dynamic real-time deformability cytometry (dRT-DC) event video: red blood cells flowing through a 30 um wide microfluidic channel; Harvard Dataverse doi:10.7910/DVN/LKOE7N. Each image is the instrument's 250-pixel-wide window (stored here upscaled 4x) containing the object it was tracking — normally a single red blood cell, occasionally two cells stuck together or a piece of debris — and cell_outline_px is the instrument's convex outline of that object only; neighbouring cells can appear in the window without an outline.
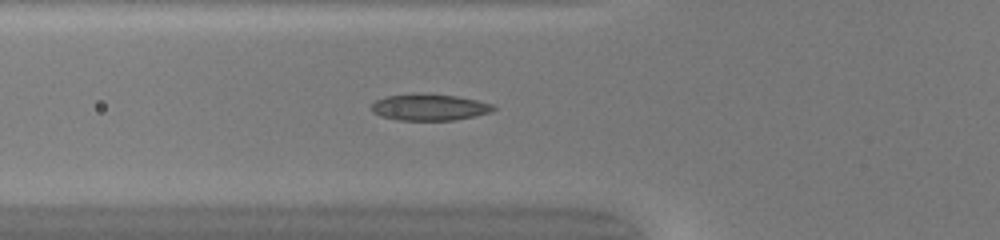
{"species": "common noctule bat (a hibernating species)", "species_latin": "Nyctalus noctula", "temperature_condition": "warm", "stored_images_in_passage": 30, "camera_frame_rate_fps": 3000, "um_per_image_px": 0.085, "animal": {"sex": "female", "body_mass_g": 20.0, "forearm_length_mm": 54.0}, "frame": {"image": 1, "passage_image": 2, "time_ms": 0.333, "image_size_px": [1000, 240], "cell_outline_px": [[496, 108], [492, 112], [476, 116], [452, 120], [396, 120], [380, 116], [372, 112], [372, 104], [376, 100], [384, 96], [412, 92], [424, 92], [456, 96], [476, 100], [492, 104]], "centroid_in_image_um": [36.46, 9.09], "position_along_channel_um": 89.3, "area_um2": 19.25}}
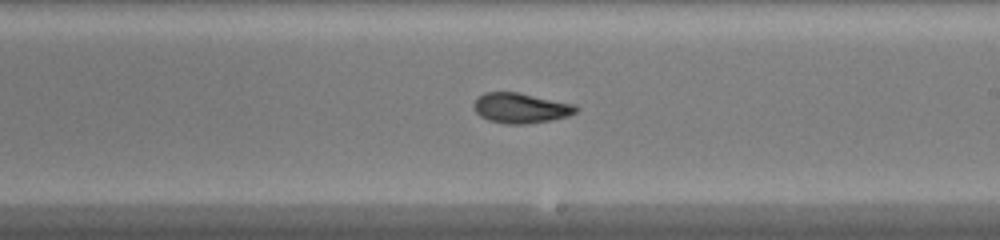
{"frame": {"image": 2, "passage_image": 13, "time_ms": 4.0, "image_size_px": [1000, 240], "cell_outline_px": [[580, 108], [576, 112], [568, 116], [552, 120], [524, 124], [504, 124], [488, 120], [480, 116], [476, 112], [472, 104], [484, 92], [516, 92], [576, 104]], "centroid_in_image_um": [44.28, 9.19], "position_along_channel_um": 244.7, "area_um2": 18.03}}
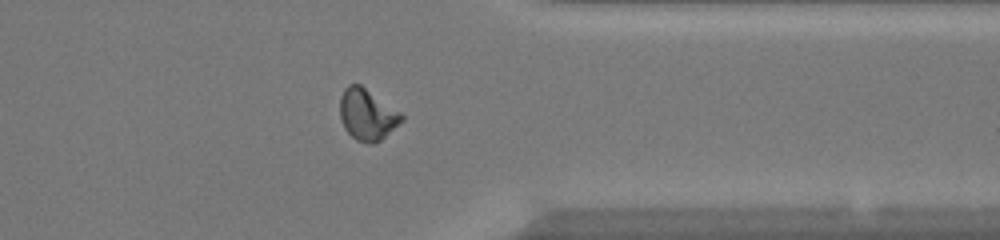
{"frame": {"image": 3, "passage_image": 23, "time_ms": 7.333, "image_size_px": [1000, 240], "cell_outline_px": [[404, 120], [380, 140], [372, 144], [368, 144], [356, 140], [344, 128], [340, 116], [340, 96], [344, 88], [348, 84], [360, 84], [400, 112], [404, 116]], "centroid_in_image_um": [31.2, 9.74], "position_along_channel_um": 380.2, "area_um2": 18.32}}